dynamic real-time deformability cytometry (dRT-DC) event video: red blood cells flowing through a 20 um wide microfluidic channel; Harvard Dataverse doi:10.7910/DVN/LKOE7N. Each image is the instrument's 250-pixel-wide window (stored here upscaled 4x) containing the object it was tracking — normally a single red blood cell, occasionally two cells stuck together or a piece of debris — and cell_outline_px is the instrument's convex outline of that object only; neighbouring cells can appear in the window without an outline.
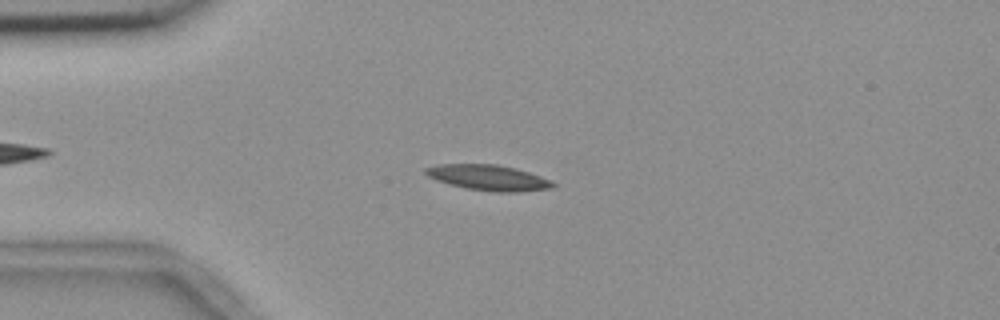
{"species": "common noctule bat (a hibernating species)", "species_latin": "Nyctalus noctula", "temperature_condition": "room temperature", "stored_images_in_passage": 49, "camera_frame_rate_fps": 3000, "um_per_image_px": 0.085, "animal": {"sex": "female", "body_mass_g": 18.4}, "frame": {"image": 1, "passage_image": 12, "time_ms": 3.667, "image_size_px": [1000, 320], "cell_outline_px": [[556, 188], [520, 192], [496, 192], [468, 188], [448, 184], [436, 180], [428, 176], [424, 172], [424, 168], [440, 164], [496, 164], [516, 168], [552, 180], [556, 184]], "centroid_in_image_um": [41.56, 15.1], "position_along_channel_um": 43.4, "area_um2": 19.07}}
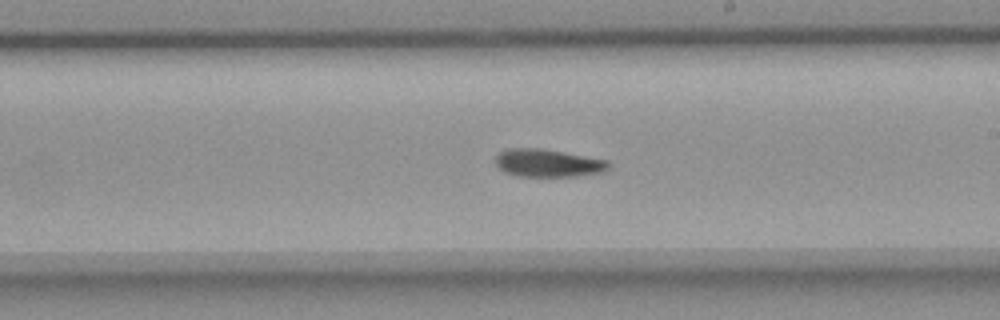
{"frame": {"image": 2, "passage_image": 30, "time_ms": 9.667, "image_size_px": [1000, 320], "cell_outline_px": [[612, 164], [604, 172], [576, 176], [516, 176], [504, 172], [496, 168], [496, 156], [500, 152], [508, 148], [540, 148], [608, 160]], "centroid_in_image_um": [46.56, 13.86], "position_along_channel_um": 242.4, "area_um2": 18.44}}
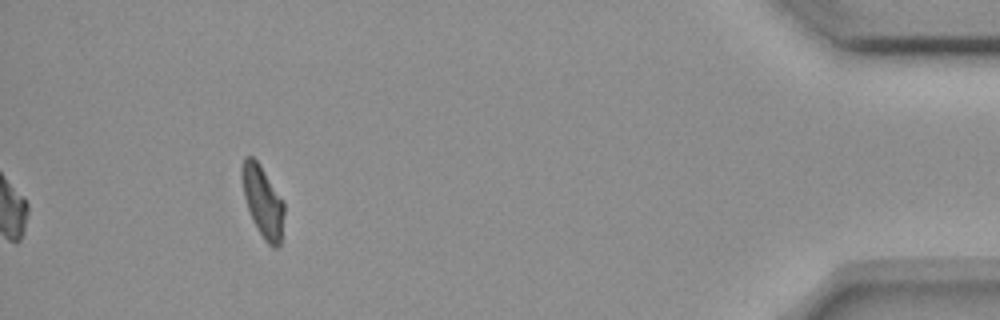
{"frame": {"image": 3, "passage_image": 49, "time_ms": 16.0, "image_size_px": [1000, 320], "cell_outline_px": [[284, 212], [280, 244], [276, 248], [272, 248], [264, 240], [252, 220], [244, 196], [240, 172], [240, 168], [244, 156], [252, 156], [260, 164], [284, 200]], "centroid_in_image_um": [22.33, 17.09], "position_along_channel_um": 412.9, "area_um2": 17.74}, "authors_computed_cell_mechanics": {"area_um2": 18.207, "velocity_mm_per_s": 3.6686, "shape_relaxation_time_tau1_ms": 7.7451, "shape_relaxation_time_tau2_ms": null, "deformation_change_tau1": 0.1813, "deformation_change_tau2": null}}